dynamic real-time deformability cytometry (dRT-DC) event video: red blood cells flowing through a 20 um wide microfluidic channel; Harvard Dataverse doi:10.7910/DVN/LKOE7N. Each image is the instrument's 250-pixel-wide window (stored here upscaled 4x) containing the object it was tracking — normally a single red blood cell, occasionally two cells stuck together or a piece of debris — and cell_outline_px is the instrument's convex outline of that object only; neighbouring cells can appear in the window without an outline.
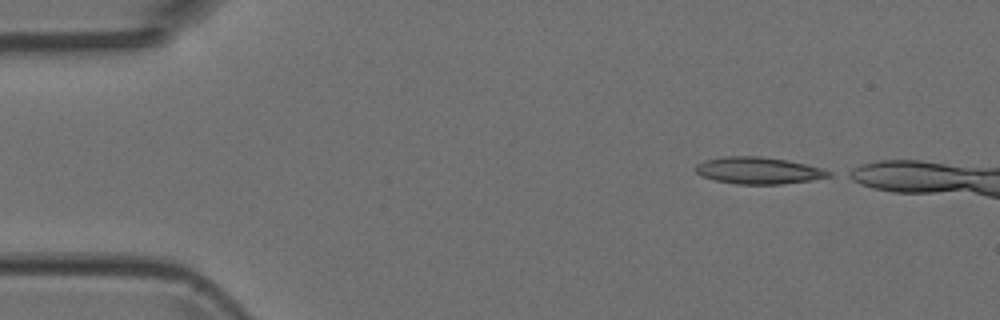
{"species": "Egyptian fruit bat (a non-hibernating species)", "species_latin": "Rousettus aegyptiacus", "temperature_condition": "room temperature", "stored_images_in_passage": 4, "camera_frame_rate_fps": 3000, "um_per_image_px": 0.085, "animal": {"sex": "female"}, "frame": {"image": 1, "passage_image": 1, "time_ms": 0.0, "image_size_px": [1000, 320], "cell_outline_px": [[832, 176], [812, 180], [780, 184], [736, 184], [716, 180], [700, 176], [696, 172], [696, 164], [704, 160], [724, 156], [760, 156], [784, 160], [804, 164], [820, 168], [832, 172]], "centroid_in_image_um": [64.43, 14.49], "position_along_channel_um": 20.6, "area_um2": 20.69}}